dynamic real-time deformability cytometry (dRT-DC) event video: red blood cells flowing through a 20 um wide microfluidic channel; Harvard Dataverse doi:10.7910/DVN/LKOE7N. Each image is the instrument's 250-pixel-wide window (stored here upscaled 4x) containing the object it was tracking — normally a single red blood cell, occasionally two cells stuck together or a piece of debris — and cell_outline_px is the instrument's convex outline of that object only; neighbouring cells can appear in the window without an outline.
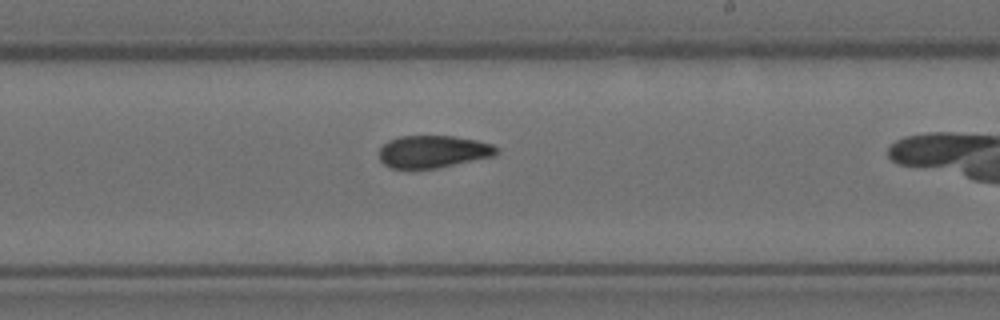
{"species": "Egyptian fruit bat (a non-hibernating species)", "species_latin": "Rousettus aegyptiacus", "temperature_condition": "room temperature", "stored_images_in_passage": 20, "camera_frame_rate_fps": 3000, "um_per_image_px": 0.085, "animal": {"sex": "female"}, "frame": {"image": 1, "passage_image": 15, "time_ms": 4.667, "image_size_px": [1000, 320], "cell_outline_px": [[500, 152], [492, 156], [436, 168], [388, 168], [380, 160], [380, 148], [388, 140], [400, 136], [452, 136], [476, 140], [492, 144], [500, 148]], "centroid_in_image_um": [36.81, 12.88], "position_along_channel_um": 252.2, "area_um2": 22.02}}